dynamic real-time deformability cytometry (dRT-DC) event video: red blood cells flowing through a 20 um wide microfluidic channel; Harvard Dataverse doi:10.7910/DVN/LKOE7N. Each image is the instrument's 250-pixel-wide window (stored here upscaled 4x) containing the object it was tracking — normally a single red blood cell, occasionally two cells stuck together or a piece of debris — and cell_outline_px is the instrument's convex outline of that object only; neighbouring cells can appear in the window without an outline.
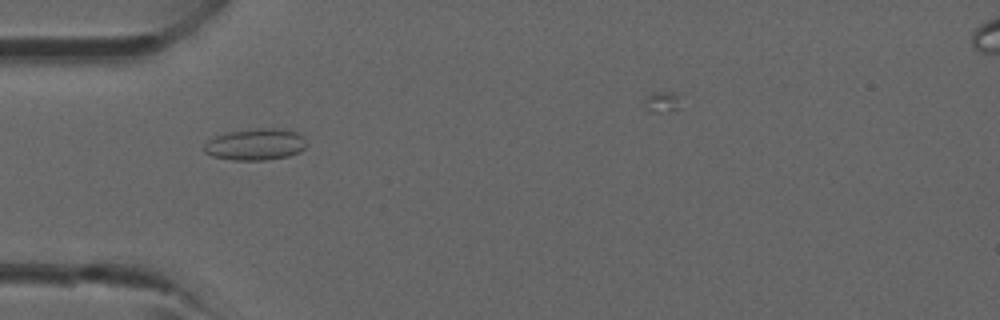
{"species": "common noctule bat (a hibernating species)", "species_latin": "Nyctalus noctula", "temperature_condition": "room temperature", "stored_images_in_passage": 30, "camera_frame_rate_fps": 3000, "um_per_image_px": 0.085, "animal": {"sex": "male", "forearm_length_mm": 52.5}, "frame": {"image": 1, "passage_image": 6, "time_ms": 1.667, "image_size_px": [1000, 320], "cell_outline_px": [[308, 144], [300, 152], [288, 156], [264, 160], [232, 160], [212, 156], [204, 152], [204, 144], [208, 140], [216, 136], [228, 132], [256, 128], [280, 128], [296, 132], [304, 136]], "centroid_in_image_um": [21.74, 12.27], "position_along_channel_um": 63.3, "area_um2": 19.02}}
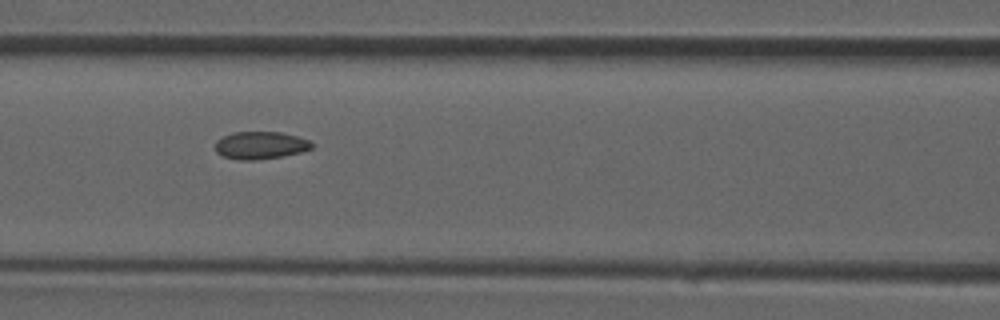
{"frame": {"image": 2, "passage_image": 11, "time_ms": 3.333, "image_size_px": [1000, 320], "cell_outline_px": [[312, 148], [300, 152], [284, 156], [256, 160], [240, 160], [224, 156], [216, 152], [216, 140], [232, 132], [280, 132], [296, 136], [308, 140], [312, 144]], "centroid_in_image_um": [22.12, 12.35], "position_along_channel_um": 144.5, "area_um2": 15.37}}
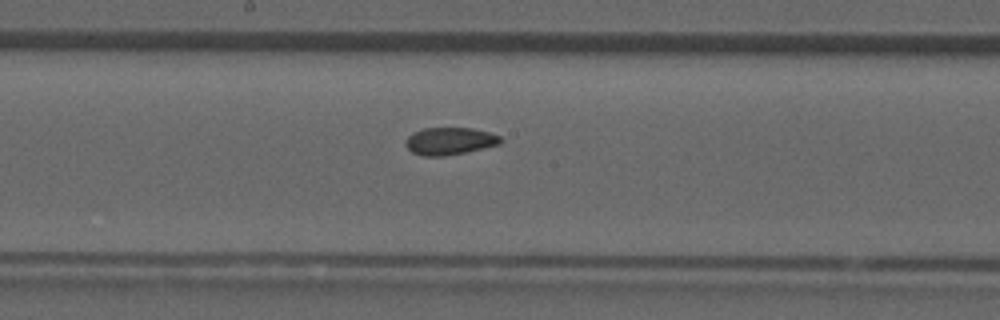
{"frame": {"image": 3, "passage_image": 15, "time_ms": 4.667, "image_size_px": [1000, 320], "cell_outline_px": [[504, 140], [500, 144], [464, 152], [444, 156], [424, 156], [412, 152], [404, 144], [404, 140], [412, 132], [424, 128], [472, 128], [488, 132], [500, 136]], "centroid_in_image_um": [38.2, 11.98], "position_along_channel_um": 210.0, "area_um2": 15.14}}